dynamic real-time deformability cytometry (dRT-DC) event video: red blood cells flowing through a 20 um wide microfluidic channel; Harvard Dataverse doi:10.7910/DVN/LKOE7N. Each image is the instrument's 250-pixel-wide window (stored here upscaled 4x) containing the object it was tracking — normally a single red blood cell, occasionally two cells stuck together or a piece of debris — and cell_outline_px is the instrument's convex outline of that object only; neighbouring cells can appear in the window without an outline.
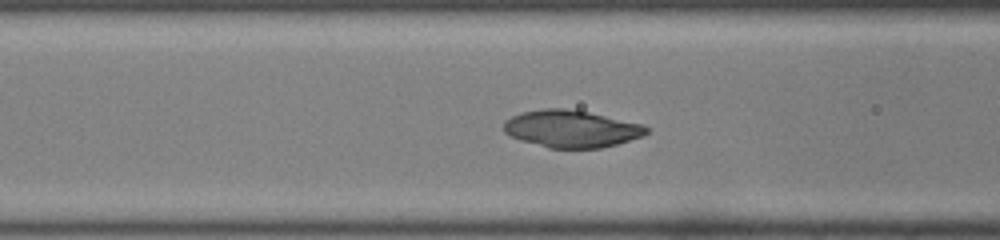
{"species": "common noctule bat (a hibernating species)", "species_latin": "Nyctalus noctula", "temperature_condition": "room temperature", "stored_images_in_passage": 40, "camera_frame_rate_fps": 3000, "um_per_image_px": 0.085, "animal": {"sex": "male", "body_mass_g": 19.0, "forearm_length_mm": 50.8}, "frame": {"image": 1, "passage_image": 9, "time_ms": 2.667, "image_size_px": [1000, 240], "cell_outline_px": [[648, 132], [644, 136], [616, 144], [600, 148], [548, 148], [520, 140], [508, 136], [504, 132], [504, 120], [520, 112], [544, 108], [564, 108], [588, 112], [644, 124], [648, 128]], "centroid_in_image_um": [48.54, 10.95], "position_along_channel_um": 118.1, "area_um2": 31.1}}
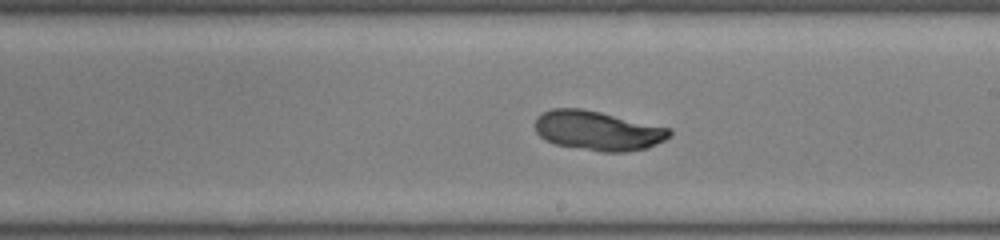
{"frame": {"image": 2, "passage_image": 18, "time_ms": 5.667, "image_size_px": [1000, 240], "cell_outline_px": [[672, 136], [648, 148], [624, 152], [604, 152], [556, 144], [544, 140], [536, 132], [536, 116], [552, 108], [580, 108], [600, 112], [672, 128]], "centroid_in_image_um": [50.85, 11.1], "position_along_channel_um": 238.2, "area_um2": 30.98}}
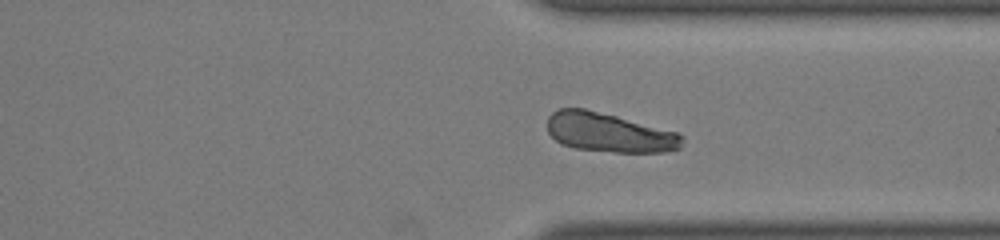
{"frame": {"image": 3, "passage_image": 27, "time_ms": 8.667, "image_size_px": [1000, 240], "cell_outline_px": [[684, 140], [680, 148], [664, 152], [616, 152], [576, 148], [560, 144], [548, 132], [548, 116], [556, 108], [584, 108], [616, 116], [676, 132], [684, 136]], "centroid_in_image_um": [51.76, 11.26], "position_along_channel_um": 359.6, "area_um2": 30.69}}